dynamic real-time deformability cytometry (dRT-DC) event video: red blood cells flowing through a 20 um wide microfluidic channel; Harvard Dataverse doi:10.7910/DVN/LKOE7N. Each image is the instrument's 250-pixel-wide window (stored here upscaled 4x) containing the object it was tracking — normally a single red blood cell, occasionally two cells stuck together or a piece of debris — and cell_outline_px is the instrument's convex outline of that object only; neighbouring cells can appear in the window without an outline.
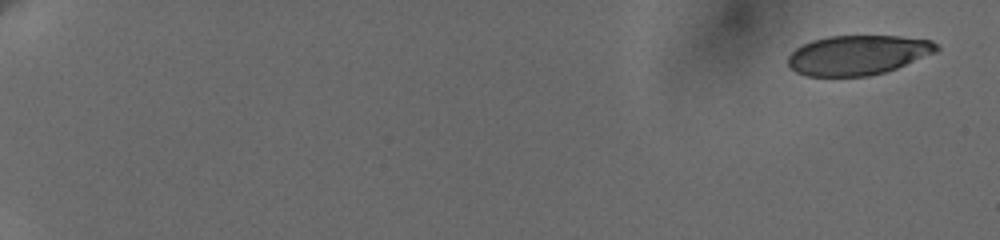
{"species": "human", "species_latin": "Homo sapiens", "temperature_condition": "cold", "stored_images_in_passage": 9, "camera_frame_rate_fps": 3000, "um_per_image_px": 0.085, "donor": {"sex": "female"}, "frame": {"image": 1, "passage_image": 1, "time_ms": 0.0, "image_size_px": [1000, 240], "cell_outline_px": [[940, 48], [936, 52], [896, 68], [884, 72], [868, 76], [808, 76], [796, 72], [788, 64], [788, 56], [796, 48], [812, 40], [828, 36], [900, 36], [932, 40]], "centroid_in_image_um": [72.92, 4.67], "position_along_channel_um": 12.1, "area_um2": 34.16}}
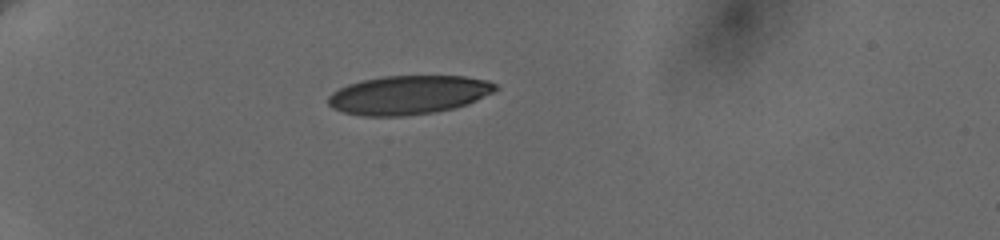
{"frame": {"image": 2, "passage_image": 7, "time_ms": 5.667, "image_size_px": [1000, 240], "cell_outline_px": [[496, 88], [492, 92], [468, 104], [452, 108], [432, 112], [404, 116], [364, 116], [344, 112], [332, 108], [328, 104], [328, 96], [332, 92], [348, 84], [364, 80], [384, 76], [464, 76], [488, 80], [496, 84]], "centroid_in_image_um": [34.7, 8.06], "position_along_channel_um": 50.3, "area_um2": 37.57}}
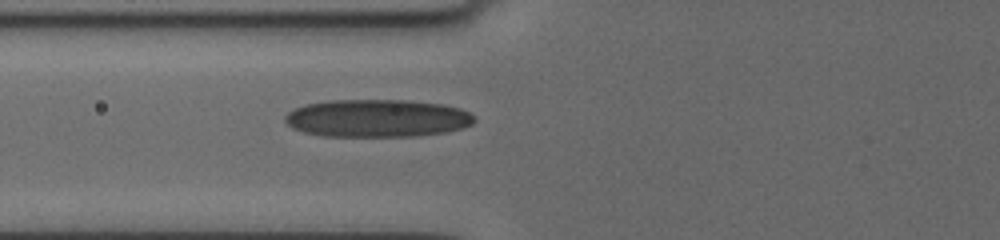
{"frame": {"image": 3, "passage_image": 9, "time_ms": 8.0, "image_size_px": [1000, 240], "cell_outline_px": [[476, 120], [472, 124], [460, 128], [444, 132], [416, 136], [324, 136], [304, 132], [292, 128], [284, 120], [284, 116], [288, 112], [304, 104], [332, 100], [404, 100], [444, 104], [460, 108], [476, 116]], "centroid_in_image_um": [32.06, 10.04], "position_along_channel_um": 93.7, "area_um2": 41.67}}